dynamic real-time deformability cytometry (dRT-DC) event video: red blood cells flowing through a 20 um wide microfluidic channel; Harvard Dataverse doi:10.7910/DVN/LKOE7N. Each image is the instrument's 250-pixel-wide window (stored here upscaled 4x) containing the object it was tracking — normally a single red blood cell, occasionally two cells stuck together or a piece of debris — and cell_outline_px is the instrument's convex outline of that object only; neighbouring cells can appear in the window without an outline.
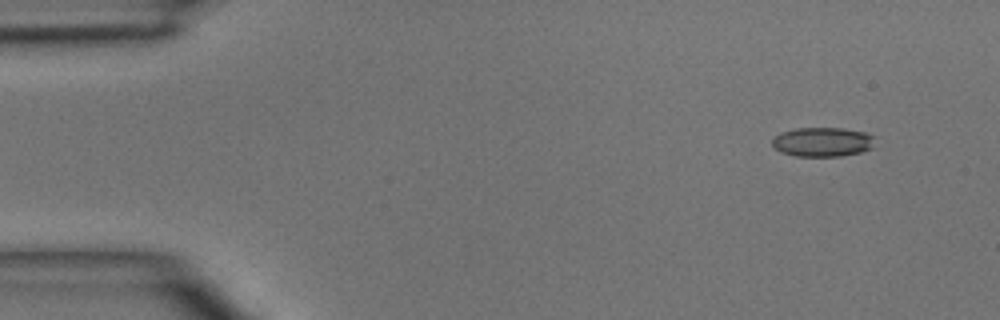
{"species": "common noctule bat (a hibernating species)", "species_latin": "Nyctalus noctula", "temperature_condition": "room temperature", "stored_images_in_passage": 5, "camera_frame_rate_fps": 3000, "um_per_image_px": 0.085, "animal": {"sex": "male", "body_mass_g": 15.6}, "frame": {"image": 1, "passage_image": 1, "time_ms": 0.0, "image_size_px": [1000, 320], "cell_outline_px": [[872, 148], [860, 152], [840, 156], [796, 156], [780, 152], [772, 144], [772, 136], [780, 132], [796, 128], [840, 128], [864, 132], [872, 136]], "centroid_in_image_um": [69.84, 12.06], "position_along_channel_um": 15.2, "area_um2": 17.46}}
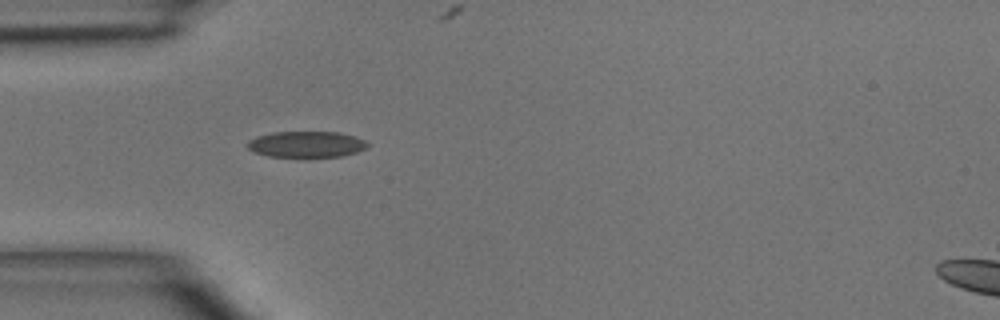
{"frame": {"image": 2, "passage_image": 4, "time_ms": 3.333, "image_size_px": [1000, 320], "cell_outline_px": [[368, 148], [356, 152], [340, 156], [268, 156], [252, 152], [248, 148], [248, 140], [256, 136], [272, 132], [340, 132], [356, 136], [364, 140], [368, 144]], "centroid_in_image_um": [26.04, 12.25], "position_along_channel_um": 59.0, "area_um2": 18.21}}